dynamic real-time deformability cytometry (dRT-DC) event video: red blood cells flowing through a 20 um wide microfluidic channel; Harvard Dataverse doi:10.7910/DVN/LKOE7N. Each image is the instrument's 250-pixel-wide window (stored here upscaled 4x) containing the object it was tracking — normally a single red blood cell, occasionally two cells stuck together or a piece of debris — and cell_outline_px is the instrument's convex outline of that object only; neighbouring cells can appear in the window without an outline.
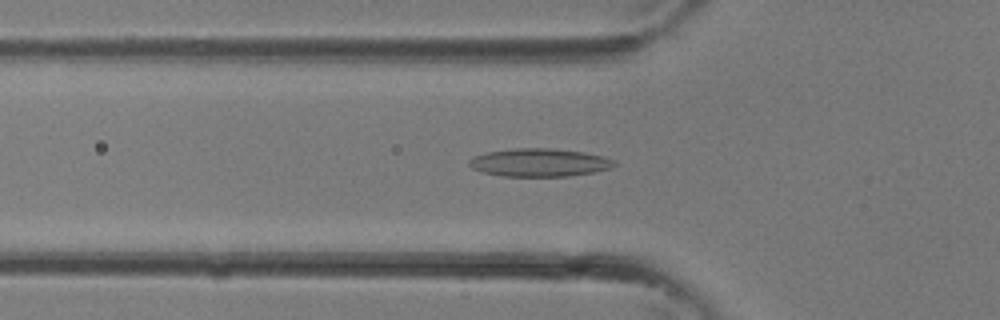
{"species": "common noctule bat (a hibernating species)", "species_latin": "Nyctalus noctula", "temperature_condition": "room temperature", "stored_images_in_passage": 34, "camera_frame_rate_fps": 3000, "um_per_image_px": 0.085, "animal": {"sex": "female"}, "frame": {"image": 1, "passage_image": 12, "time_ms": 3.667, "image_size_px": [1000, 320], "cell_outline_px": [[616, 164], [612, 168], [596, 172], [568, 176], [504, 176], [484, 172], [472, 168], [468, 164], [468, 160], [472, 156], [488, 152], [516, 148], [552, 148], [584, 152], [616, 160]], "centroid_in_image_um": [45.86, 13.81], "position_along_channel_um": 79.9, "area_um2": 23.76}}
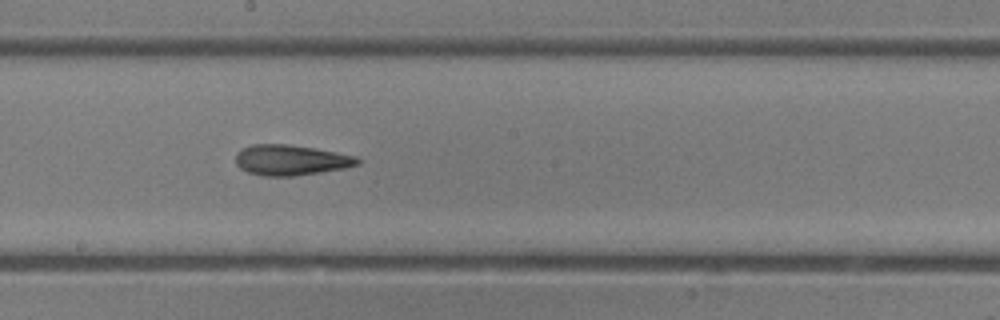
{"frame": {"image": 2, "passage_image": 19, "time_ms": 6.0, "image_size_px": [1000, 320], "cell_outline_px": [[360, 164], [344, 168], [320, 172], [292, 176], [264, 176], [248, 172], [240, 168], [236, 164], [236, 152], [240, 148], [252, 144], [288, 144], [312, 148], [356, 156], [360, 160]], "centroid_in_image_um": [24.68, 13.6], "position_along_channel_um": 223.5, "area_um2": 21.56}}
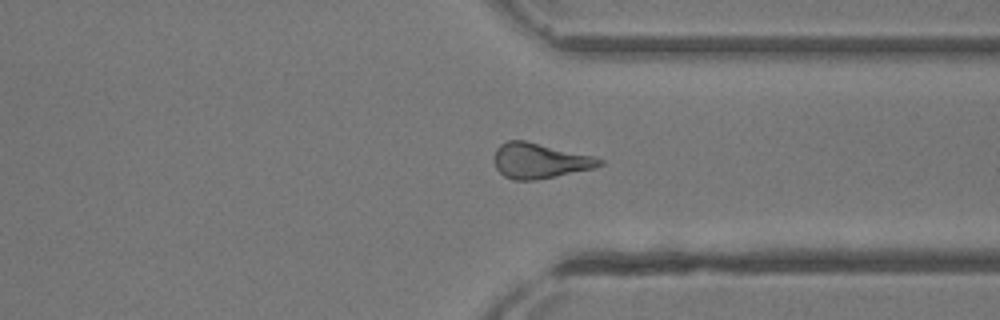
{"frame": {"image": 3, "passage_image": 26, "time_ms": 8.333, "image_size_px": [1000, 320], "cell_outline_px": [[604, 164], [592, 168], [556, 176], [536, 180], [512, 180], [504, 176], [496, 168], [496, 148], [500, 144], [508, 140], [524, 140], [592, 156], [604, 160]], "centroid_in_image_um": [45.86, 13.67], "position_along_channel_um": 365.5, "area_um2": 21.27}}